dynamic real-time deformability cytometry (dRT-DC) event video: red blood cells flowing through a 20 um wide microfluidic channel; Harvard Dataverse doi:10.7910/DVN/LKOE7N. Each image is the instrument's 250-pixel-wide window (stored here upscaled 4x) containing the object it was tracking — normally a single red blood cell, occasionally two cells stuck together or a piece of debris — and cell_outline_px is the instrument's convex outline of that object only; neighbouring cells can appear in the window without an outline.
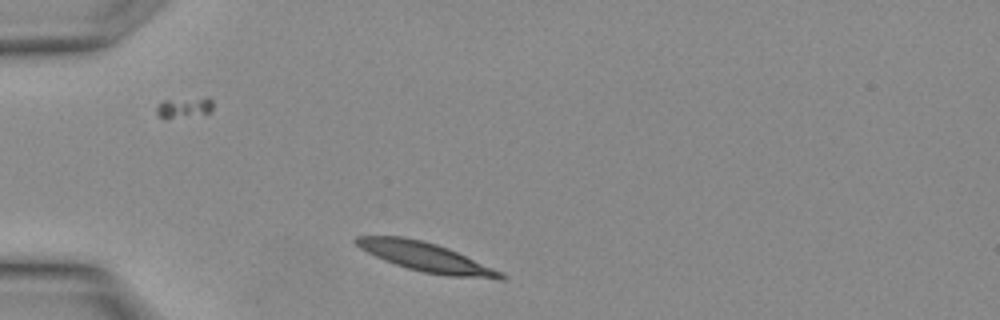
{"species": "Egyptian fruit bat (a non-hibernating species)", "species_latin": "Rousettus aegyptiacus", "temperature_condition": "warm", "stored_images_in_passage": 14, "camera_frame_rate_fps": 3000, "um_per_image_px": 0.085, "animal": {"sex": "female"}, "frame": {"image": 1, "passage_image": 1, "time_ms": 0.0, "image_size_px": [1000, 320], "cell_outline_px": [[508, 276], [504, 280], [500, 280], [448, 276], [424, 272], [408, 268], [384, 260], [360, 248], [352, 240], [356, 236], [400, 236], [420, 240], [436, 244], [448, 248], [492, 268]], "centroid_in_image_um": [36.2, 21.86], "position_along_channel_um": 48.8, "area_um2": 24.16}}
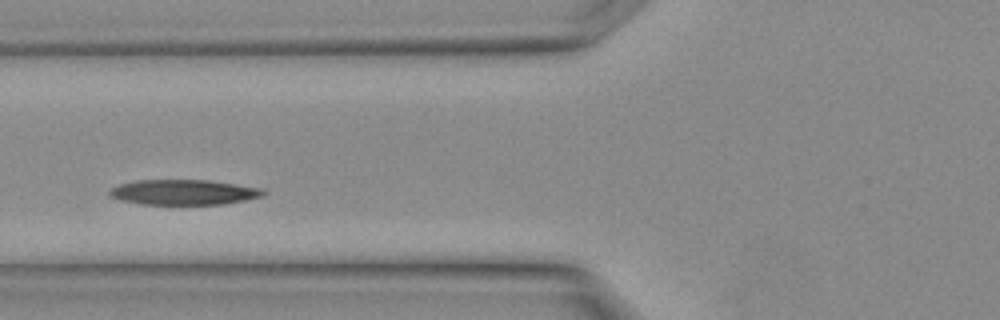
{"frame": {"image": 2, "passage_image": 5, "time_ms": 1.333, "image_size_px": [1000, 320], "cell_outline_px": [[268, 192], [264, 196], [224, 204], [140, 204], [120, 200], [108, 196], [108, 192], [112, 188], [120, 184], [136, 180], [208, 180], [236, 184], [260, 188]], "centroid_in_image_um": [15.6, 16.34], "position_along_channel_um": 110.2, "area_um2": 22.6}}
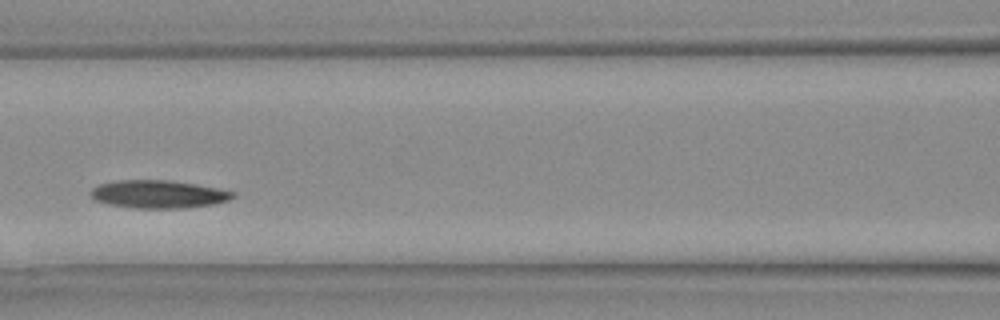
{"frame": {"image": 3, "passage_image": 7, "time_ms": 2.0, "image_size_px": [1000, 320], "cell_outline_px": [[236, 196], [228, 200], [212, 204], [184, 208], [132, 208], [108, 204], [96, 200], [92, 196], [92, 188], [100, 184], [120, 180], [168, 180], [196, 184], [220, 188], [236, 192]], "centroid_in_image_um": [13.51, 16.5], "position_along_channel_um": 153.1, "area_um2": 23.06}}